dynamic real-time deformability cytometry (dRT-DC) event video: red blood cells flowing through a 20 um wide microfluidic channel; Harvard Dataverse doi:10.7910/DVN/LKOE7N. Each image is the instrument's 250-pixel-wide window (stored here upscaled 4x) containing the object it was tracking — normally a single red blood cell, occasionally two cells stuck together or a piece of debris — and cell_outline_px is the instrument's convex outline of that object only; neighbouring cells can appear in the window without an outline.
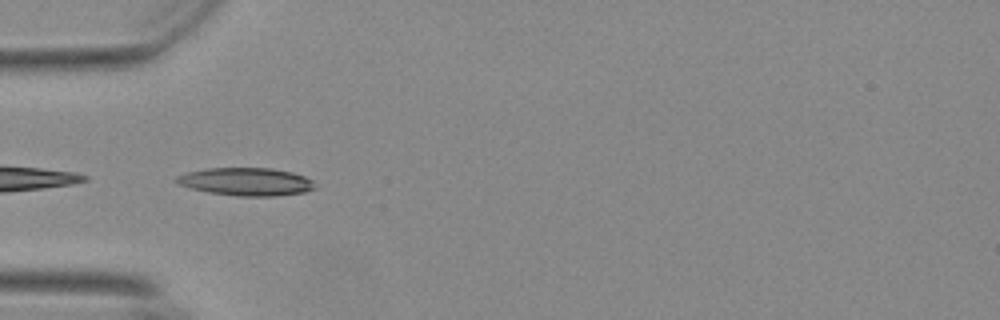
{"species": "Egyptian fruit bat (a non-hibernating species)", "species_latin": "Rousettus aegyptiacus", "temperature_condition": "warm", "stored_images_in_passage": 13, "camera_frame_rate_fps": 3000, "um_per_image_px": 0.085, "animal": {"sex": "female"}, "frame": {"image": 1, "passage_image": 1, "time_ms": 0.0, "image_size_px": [1000, 320], "cell_outline_px": [[316, 188], [304, 192], [276, 196], [240, 196], [208, 192], [176, 184], [172, 180], [176, 176], [188, 172], [208, 168], [272, 168], [292, 172], [304, 176], [312, 180]], "centroid_in_image_um": [20.9, 15.44], "position_along_channel_um": 64.1, "area_um2": 22.54}}